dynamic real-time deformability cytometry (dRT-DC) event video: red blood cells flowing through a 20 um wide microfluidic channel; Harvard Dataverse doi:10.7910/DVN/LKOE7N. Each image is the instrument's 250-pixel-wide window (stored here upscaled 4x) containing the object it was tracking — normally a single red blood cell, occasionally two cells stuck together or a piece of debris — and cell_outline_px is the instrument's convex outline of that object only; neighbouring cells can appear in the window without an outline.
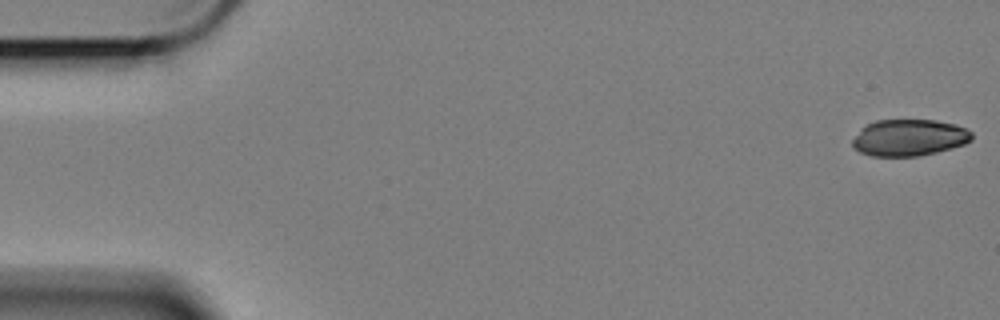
{"species": "Egyptian fruit bat (a non-hibernating species)", "species_latin": "Rousettus aegyptiacus", "temperature_condition": "cold", "stored_images_in_passage": 58, "camera_frame_rate_fps": 3000, "um_per_image_px": 0.085, "animal": {"sex": "female"}, "frame": {"image": 1, "passage_image": 1, "time_ms": 0.0, "image_size_px": [1000, 320], "cell_outline_px": [[972, 140], [964, 144], [936, 152], [916, 156], [872, 156], [860, 152], [852, 148], [852, 140], [860, 128], [876, 120], [936, 120], [956, 124], [968, 128], [972, 132]], "centroid_in_image_um": [77.27, 11.69], "position_along_channel_um": 7.7, "area_um2": 25.61}}
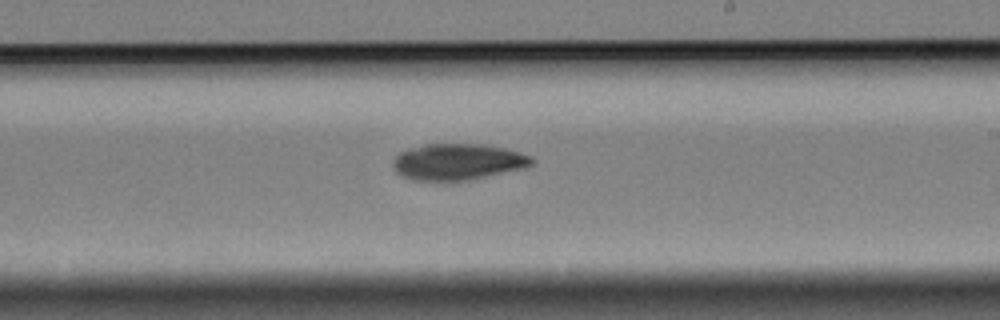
{"frame": {"image": 2, "passage_image": 34, "time_ms": 11.0, "image_size_px": [1000, 320], "cell_outline_px": [[536, 160], [532, 164], [524, 168], [468, 180], [412, 180], [400, 176], [396, 172], [392, 164], [396, 156], [400, 152], [408, 148], [424, 144], [484, 144], [504, 148], [520, 152], [532, 156]], "centroid_in_image_um": [38.91, 13.74], "position_along_channel_um": 250.1, "area_um2": 29.42}}
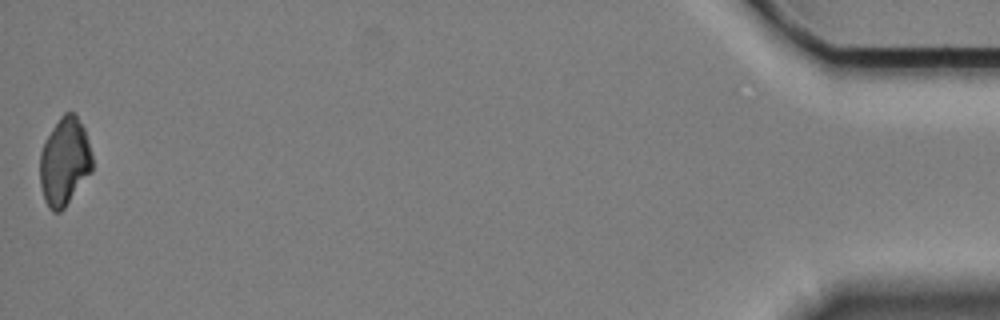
{"frame": {"image": 3, "passage_image": 58, "time_ms": 19.0, "image_size_px": [1000, 320], "cell_outline_px": [[92, 172], [64, 208], [60, 212], [52, 212], [48, 208], [44, 200], [40, 184], [40, 152], [44, 140], [60, 116], [64, 112], [76, 112], [84, 128], [88, 140], [92, 156]], "centroid_in_image_um": [5.48, 13.73], "position_along_channel_um": 429.7, "area_um2": 27.17}, "authors_computed_cell_mechanics": {"area_um2": 28.4376, "velocity_mm_per_s": 3.4056, "shape_relaxation_time_tau1_ms": 4.6848, "shape_relaxation_time_tau2_ms": null, "deformation_change_tau1": 0.0836, "deformation_change_tau2": null}}